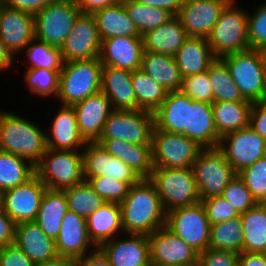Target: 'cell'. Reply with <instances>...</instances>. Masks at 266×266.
Returning <instances> with one entry per match:
<instances>
[{
	"label": "cell",
	"instance_id": "obj_1",
	"mask_svg": "<svg viewBox=\"0 0 266 266\" xmlns=\"http://www.w3.org/2000/svg\"><path fill=\"white\" fill-rule=\"evenodd\" d=\"M119 206L124 234L149 236L166 224V212L149 178H142L137 184L131 185L128 195Z\"/></svg>",
	"mask_w": 266,
	"mask_h": 266
},
{
	"label": "cell",
	"instance_id": "obj_2",
	"mask_svg": "<svg viewBox=\"0 0 266 266\" xmlns=\"http://www.w3.org/2000/svg\"><path fill=\"white\" fill-rule=\"evenodd\" d=\"M0 150L36 165L47 150L46 133L18 114L0 112Z\"/></svg>",
	"mask_w": 266,
	"mask_h": 266
},
{
	"label": "cell",
	"instance_id": "obj_3",
	"mask_svg": "<svg viewBox=\"0 0 266 266\" xmlns=\"http://www.w3.org/2000/svg\"><path fill=\"white\" fill-rule=\"evenodd\" d=\"M102 63L99 58L64 62L56 98L72 106L101 91Z\"/></svg>",
	"mask_w": 266,
	"mask_h": 266
},
{
	"label": "cell",
	"instance_id": "obj_4",
	"mask_svg": "<svg viewBox=\"0 0 266 266\" xmlns=\"http://www.w3.org/2000/svg\"><path fill=\"white\" fill-rule=\"evenodd\" d=\"M234 2L230 0L225 5L207 38L216 59L251 49L248 43V12Z\"/></svg>",
	"mask_w": 266,
	"mask_h": 266
},
{
	"label": "cell",
	"instance_id": "obj_5",
	"mask_svg": "<svg viewBox=\"0 0 266 266\" xmlns=\"http://www.w3.org/2000/svg\"><path fill=\"white\" fill-rule=\"evenodd\" d=\"M149 180L155 185L166 213L175 208L200 202L192 167L176 169L153 167Z\"/></svg>",
	"mask_w": 266,
	"mask_h": 266
},
{
	"label": "cell",
	"instance_id": "obj_6",
	"mask_svg": "<svg viewBox=\"0 0 266 266\" xmlns=\"http://www.w3.org/2000/svg\"><path fill=\"white\" fill-rule=\"evenodd\" d=\"M244 99L266 101V68L260 49H249L221 58Z\"/></svg>",
	"mask_w": 266,
	"mask_h": 266
},
{
	"label": "cell",
	"instance_id": "obj_7",
	"mask_svg": "<svg viewBox=\"0 0 266 266\" xmlns=\"http://www.w3.org/2000/svg\"><path fill=\"white\" fill-rule=\"evenodd\" d=\"M35 174L53 190H64L85 181L82 152L47 148L35 165Z\"/></svg>",
	"mask_w": 266,
	"mask_h": 266
},
{
	"label": "cell",
	"instance_id": "obj_8",
	"mask_svg": "<svg viewBox=\"0 0 266 266\" xmlns=\"http://www.w3.org/2000/svg\"><path fill=\"white\" fill-rule=\"evenodd\" d=\"M200 200L222 195L237 176L224 153L218 148H203L192 165Z\"/></svg>",
	"mask_w": 266,
	"mask_h": 266
},
{
	"label": "cell",
	"instance_id": "obj_9",
	"mask_svg": "<svg viewBox=\"0 0 266 266\" xmlns=\"http://www.w3.org/2000/svg\"><path fill=\"white\" fill-rule=\"evenodd\" d=\"M81 13L74 0H55L34 15L35 38L61 48Z\"/></svg>",
	"mask_w": 266,
	"mask_h": 266
},
{
	"label": "cell",
	"instance_id": "obj_10",
	"mask_svg": "<svg viewBox=\"0 0 266 266\" xmlns=\"http://www.w3.org/2000/svg\"><path fill=\"white\" fill-rule=\"evenodd\" d=\"M203 148L184 134L168 133L154 127L152 162L154 167L190 168Z\"/></svg>",
	"mask_w": 266,
	"mask_h": 266
},
{
	"label": "cell",
	"instance_id": "obj_11",
	"mask_svg": "<svg viewBox=\"0 0 266 266\" xmlns=\"http://www.w3.org/2000/svg\"><path fill=\"white\" fill-rule=\"evenodd\" d=\"M210 226L201 201L194 205L172 209L166 213L165 227L198 253L209 248Z\"/></svg>",
	"mask_w": 266,
	"mask_h": 266
},
{
	"label": "cell",
	"instance_id": "obj_12",
	"mask_svg": "<svg viewBox=\"0 0 266 266\" xmlns=\"http://www.w3.org/2000/svg\"><path fill=\"white\" fill-rule=\"evenodd\" d=\"M154 115L145 110H114L99 139H117L137 145H152Z\"/></svg>",
	"mask_w": 266,
	"mask_h": 266
},
{
	"label": "cell",
	"instance_id": "obj_13",
	"mask_svg": "<svg viewBox=\"0 0 266 266\" xmlns=\"http://www.w3.org/2000/svg\"><path fill=\"white\" fill-rule=\"evenodd\" d=\"M218 148L238 174L266 155V140L248 126L221 137Z\"/></svg>",
	"mask_w": 266,
	"mask_h": 266
},
{
	"label": "cell",
	"instance_id": "obj_14",
	"mask_svg": "<svg viewBox=\"0 0 266 266\" xmlns=\"http://www.w3.org/2000/svg\"><path fill=\"white\" fill-rule=\"evenodd\" d=\"M46 189L34 174L25 183L3 192L0 206L16 224L35 221Z\"/></svg>",
	"mask_w": 266,
	"mask_h": 266
},
{
	"label": "cell",
	"instance_id": "obj_15",
	"mask_svg": "<svg viewBox=\"0 0 266 266\" xmlns=\"http://www.w3.org/2000/svg\"><path fill=\"white\" fill-rule=\"evenodd\" d=\"M147 237L152 266H198L199 253L167 227L157 229Z\"/></svg>",
	"mask_w": 266,
	"mask_h": 266
},
{
	"label": "cell",
	"instance_id": "obj_16",
	"mask_svg": "<svg viewBox=\"0 0 266 266\" xmlns=\"http://www.w3.org/2000/svg\"><path fill=\"white\" fill-rule=\"evenodd\" d=\"M101 39L96 21L90 13H81L60 51L64 62L99 58Z\"/></svg>",
	"mask_w": 266,
	"mask_h": 266
},
{
	"label": "cell",
	"instance_id": "obj_17",
	"mask_svg": "<svg viewBox=\"0 0 266 266\" xmlns=\"http://www.w3.org/2000/svg\"><path fill=\"white\" fill-rule=\"evenodd\" d=\"M82 150L85 181L106 176L134 185L142 179L130 166L110 155L97 142H87Z\"/></svg>",
	"mask_w": 266,
	"mask_h": 266
},
{
	"label": "cell",
	"instance_id": "obj_18",
	"mask_svg": "<svg viewBox=\"0 0 266 266\" xmlns=\"http://www.w3.org/2000/svg\"><path fill=\"white\" fill-rule=\"evenodd\" d=\"M230 0H183L177 15L189 37L208 38Z\"/></svg>",
	"mask_w": 266,
	"mask_h": 266
},
{
	"label": "cell",
	"instance_id": "obj_19",
	"mask_svg": "<svg viewBox=\"0 0 266 266\" xmlns=\"http://www.w3.org/2000/svg\"><path fill=\"white\" fill-rule=\"evenodd\" d=\"M72 107L76 114L80 135L86 142H97L108 116L114 111L107 96L100 91Z\"/></svg>",
	"mask_w": 266,
	"mask_h": 266
},
{
	"label": "cell",
	"instance_id": "obj_20",
	"mask_svg": "<svg viewBox=\"0 0 266 266\" xmlns=\"http://www.w3.org/2000/svg\"><path fill=\"white\" fill-rule=\"evenodd\" d=\"M144 52L142 36H122L101 40L99 60L103 66L129 71L140 69Z\"/></svg>",
	"mask_w": 266,
	"mask_h": 266
},
{
	"label": "cell",
	"instance_id": "obj_21",
	"mask_svg": "<svg viewBox=\"0 0 266 266\" xmlns=\"http://www.w3.org/2000/svg\"><path fill=\"white\" fill-rule=\"evenodd\" d=\"M34 15L3 5L0 12V38L15 57L35 38Z\"/></svg>",
	"mask_w": 266,
	"mask_h": 266
},
{
	"label": "cell",
	"instance_id": "obj_22",
	"mask_svg": "<svg viewBox=\"0 0 266 266\" xmlns=\"http://www.w3.org/2000/svg\"><path fill=\"white\" fill-rule=\"evenodd\" d=\"M129 238L111 239L99 249L112 266H152L148 237L141 234H127Z\"/></svg>",
	"mask_w": 266,
	"mask_h": 266
},
{
	"label": "cell",
	"instance_id": "obj_23",
	"mask_svg": "<svg viewBox=\"0 0 266 266\" xmlns=\"http://www.w3.org/2000/svg\"><path fill=\"white\" fill-rule=\"evenodd\" d=\"M191 98L179 91L168 92L161 106L153 113L154 126L168 133L189 138Z\"/></svg>",
	"mask_w": 266,
	"mask_h": 266
},
{
	"label": "cell",
	"instance_id": "obj_24",
	"mask_svg": "<svg viewBox=\"0 0 266 266\" xmlns=\"http://www.w3.org/2000/svg\"><path fill=\"white\" fill-rule=\"evenodd\" d=\"M55 243L59 256L74 259L87 255L89 246L97 248L90 240L87 220L72 211H68L64 215Z\"/></svg>",
	"mask_w": 266,
	"mask_h": 266
},
{
	"label": "cell",
	"instance_id": "obj_25",
	"mask_svg": "<svg viewBox=\"0 0 266 266\" xmlns=\"http://www.w3.org/2000/svg\"><path fill=\"white\" fill-rule=\"evenodd\" d=\"M133 71L103 66L101 91L111 102L113 110H138L132 85Z\"/></svg>",
	"mask_w": 266,
	"mask_h": 266
},
{
	"label": "cell",
	"instance_id": "obj_26",
	"mask_svg": "<svg viewBox=\"0 0 266 266\" xmlns=\"http://www.w3.org/2000/svg\"><path fill=\"white\" fill-rule=\"evenodd\" d=\"M14 244L35 264L59 256L55 240L49 238L35 221L16 224Z\"/></svg>",
	"mask_w": 266,
	"mask_h": 266
},
{
	"label": "cell",
	"instance_id": "obj_27",
	"mask_svg": "<svg viewBox=\"0 0 266 266\" xmlns=\"http://www.w3.org/2000/svg\"><path fill=\"white\" fill-rule=\"evenodd\" d=\"M52 122L51 134L46 133L47 148L82 151V147L87 142L79 133L76 114L72 106L62 105Z\"/></svg>",
	"mask_w": 266,
	"mask_h": 266
},
{
	"label": "cell",
	"instance_id": "obj_28",
	"mask_svg": "<svg viewBox=\"0 0 266 266\" xmlns=\"http://www.w3.org/2000/svg\"><path fill=\"white\" fill-rule=\"evenodd\" d=\"M110 155L130 166L141 178H149L153 170L152 145H137L117 139H99Z\"/></svg>",
	"mask_w": 266,
	"mask_h": 266
},
{
	"label": "cell",
	"instance_id": "obj_29",
	"mask_svg": "<svg viewBox=\"0 0 266 266\" xmlns=\"http://www.w3.org/2000/svg\"><path fill=\"white\" fill-rule=\"evenodd\" d=\"M182 78L203 73L216 60L208 40L188 37L174 56Z\"/></svg>",
	"mask_w": 266,
	"mask_h": 266
},
{
	"label": "cell",
	"instance_id": "obj_30",
	"mask_svg": "<svg viewBox=\"0 0 266 266\" xmlns=\"http://www.w3.org/2000/svg\"><path fill=\"white\" fill-rule=\"evenodd\" d=\"M188 37L177 16H173L166 23L142 35L145 51L172 57Z\"/></svg>",
	"mask_w": 266,
	"mask_h": 266
},
{
	"label": "cell",
	"instance_id": "obj_31",
	"mask_svg": "<svg viewBox=\"0 0 266 266\" xmlns=\"http://www.w3.org/2000/svg\"><path fill=\"white\" fill-rule=\"evenodd\" d=\"M87 229L91 242L97 248L123 232L119 203L106 202L92 212L87 218Z\"/></svg>",
	"mask_w": 266,
	"mask_h": 266
},
{
	"label": "cell",
	"instance_id": "obj_32",
	"mask_svg": "<svg viewBox=\"0 0 266 266\" xmlns=\"http://www.w3.org/2000/svg\"><path fill=\"white\" fill-rule=\"evenodd\" d=\"M101 40L122 37L142 36L129 18L124 4H114L92 13Z\"/></svg>",
	"mask_w": 266,
	"mask_h": 266
},
{
	"label": "cell",
	"instance_id": "obj_33",
	"mask_svg": "<svg viewBox=\"0 0 266 266\" xmlns=\"http://www.w3.org/2000/svg\"><path fill=\"white\" fill-rule=\"evenodd\" d=\"M68 211L65 191L47 188L41 200L35 222L49 238L56 240L60 232L62 219Z\"/></svg>",
	"mask_w": 266,
	"mask_h": 266
},
{
	"label": "cell",
	"instance_id": "obj_34",
	"mask_svg": "<svg viewBox=\"0 0 266 266\" xmlns=\"http://www.w3.org/2000/svg\"><path fill=\"white\" fill-rule=\"evenodd\" d=\"M140 69L167 92L180 90L183 78L174 57L144 50Z\"/></svg>",
	"mask_w": 266,
	"mask_h": 266
},
{
	"label": "cell",
	"instance_id": "obj_35",
	"mask_svg": "<svg viewBox=\"0 0 266 266\" xmlns=\"http://www.w3.org/2000/svg\"><path fill=\"white\" fill-rule=\"evenodd\" d=\"M189 138L202 148L218 147L220 137L214 124L212 104L191 99Z\"/></svg>",
	"mask_w": 266,
	"mask_h": 266
},
{
	"label": "cell",
	"instance_id": "obj_36",
	"mask_svg": "<svg viewBox=\"0 0 266 266\" xmlns=\"http://www.w3.org/2000/svg\"><path fill=\"white\" fill-rule=\"evenodd\" d=\"M251 106L252 102L246 99L237 102H213L214 124L219 137L248 127Z\"/></svg>",
	"mask_w": 266,
	"mask_h": 266
},
{
	"label": "cell",
	"instance_id": "obj_37",
	"mask_svg": "<svg viewBox=\"0 0 266 266\" xmlns=\"http://www.w3.org/2000/svg\"><path fill=\"white\" fill-rule=\"evenodd\" d=\"M243 251L266 253V203H257L240 215Z\"/></svg>",
	"mask_w": 266,
	"mask_h": 266
},
{
	"label": "cell",
	"instance_id": "obj_38",
	"mask_svg": "<svg viewBox=\"0 0 266 266\" xmlns=\"http://www.w3.org/2000/svg\"><path fill=\"white\" fill-rule=\"evenodd\" d=\"M35 174V165L15 154L0 150V193L25 183Z\"/></svg>",
	"mask_w": 266,
	"mask_h": 266
},
{
	"label": "cell",
	"instance_id": "obj_39",
	"mask_svg": "<svg viewBox=\"0 0 266 266\" xmlns=\"http://www.w3.org/2000/svg\"><path fill=\"white\" fill-rule=\"evenodd\" d=\"M132 85L137 109L154 113L166 98L167 91L141 69L133 71Z\"/></svg>",
	"mask_w": 266,
	"mask_h": 266
},
{
	"label": "cell",
	"instance_id": "obj_40",
	"mask_svg": "<svg viewBox=\"0 0 266 266\" xmlns=\"http://www.w3.org/2000/svg\"><path fill=\"white\" fill-rule=\"evenodd\" d=\"M209 248L233 251L238 254L243 252V232L240 216L210 226Z\"/></svg>",
	"mask_w": 266,
	"mask_h": 266
},
{
	"label": "cell",
	"instance_id": "obj_41",
	"mask_svg": "<svg viewBox=\"0 0 266 266\" xmlns=\"http://www.w3.org/2000/svg\"><path fill=\"white\" fill-rule=\"evenodd\" d=\"M207 71L212 85L213 102H237L245 100L234 83L228 67L221 59H216Z\"/></svg>",
	"mask_w": 266,
	"mask_h": 266
},
{
	"label": "cell",
	"instance_id": "obj_42",
	"mask_svg": "<svg viewBox=\"0 0 266 266\" xmlns=\"http://www.w3.org/2000/svg\"><path fill=\"white\" fill-rule=\"evenodd\" d=\"M64 191L67 198L68 210L75 212L86 220L92 212L106 203V201L94 191L88 181L64 189Z\"/></svg>",
	"mask_w": 266,
	"mask_h": 266
},
{
	"label": "cell",
	"instance_id": "obj_43",
	"mask_svg": "<svg viewBox=\"0 0 266 266\" xmlns=\"http://www.w3.org/2000/svg\"><path fill=\"white\" fill-rule=\"evenodd\" d=\"M124 7L140 35L156 29L173 17L171 13L163 8L146 6L136 1L124 3Z\"/></svg>",
	"mask_w": 266,
	"mask_h": 266
},
{
	"label": "cell",
	"instance_id": "obj_44",
	"mask_svg": "<svg viewBox=\"0 0 266 266\" xmlns=\"http://www.w3.org/2000/svg\"><path fill=\"white\" fill-rule=\"evenodd\" d=\"M26 48L28 60L30 61V66L27 69L62 70L64 61L59 47L34 38Z\"/></svg>",
	"mask_w": 266,
	"mask_h": 266
},
{
	"label": "cell",
	"instance_id": "obj_45",
	"mask_svg": "<svg viewBox=\"0 0 266 266\" xmlns=\"http://www.w3.org/2000/svg\"><path fill=\"white\" fill-rule=\"evenodd\" d=\"M61 70L50 69H27L25 80L28 88L33 94L40 96H57L59 88V77Z\"/></svg>",
	"mask_w": 266,
	"mask_h": 266
},
{
	"label": "cell",
	"instance_id": "obj_46",
	"mask_svg": "<svg viewBox=\"0 0 266 266\" xmlns=\"http://www.w3.org/2000/svg\"><path fill=\"white\" fill-rule=\"evenodd\" d=\"M257 203H266V155L237 174Z\"/></svg>",
	"mask_w": 266,
	"mask_h": 266
},
{
	"label": "cell",
	"instance_id": "obj_47",
	"mask_svg": "<svg viewBox=\"0 0 266 266\" xmlns=\"http://www.w3.org/2000/svg\"><path fill=\"white\" fill-rule=\"evenodd\" d=\"M88 183L106 202L115 203H121L128 195L131 187L127 182L106 176L90 178Z\"/></svg>",
	"mask_w": 266,
	"mask_h": 266
},
{
	"label": "cell",
	"instance_id": "obj_48",
	"mask_svg": "<svg viewBox=\"0 0 266 266\" xmlns=\"http://www.w3.org/2000/svg\"><path fill=\"white\" fill-rule=\"evenodd\" d=\"M180 91L194 101L213 103L212 85L208 71L184 77Z\"/></svg>",
	"mask_w": 266,
	"mask_h": 266
},
{
	"label": "cell",
	"instance_id": "obj_49",
	"mask_svg": "<svg viewBox=\"0 0 266 266\" xmlns=\"http://www.w3.org/2000/svg\"><path fill=\"white\" fill-rule=\"evenodd\" d=\"M240 214L246 212L257 204L251 192L247 189L244 181L237 175L233 178L221 195Z\"/></svg>",
	"mask_w": 266,
	"mask_h": 266
},
{
	"label": "cell",
	"instance_id": "obj_50",
	"mask_svg": "<svg viewBox=\"0 0 266 266\" xmlns=\"http://www.w3.org/2000/svg\"><path fill=\"white\" fill-rule=\"evenodd\" d=\"M210 225L239 217L241 214L221 195L200 200Z\"/></svg>",
	"mask_w": 266,
	"mask_h": 266
},
{
	"label": "cell",
	"instance_id": "obj_51",
	"mask_svg": "<svg viewBox=\"0 0 266 266\" xmlns=\"http://www.w3.org/2000/svg\"><path fill=\"white\" fill-rule=\"evenodd\" d=\"M248 43L251 49L266 46V3L257 7L251 15L248 13Z\"/></svg>",
	"mask_w": 266,
	"mask_h": 266
},
{
	"label": "cell",
	"instance_id": "obj_52",
	"mask_svg": "<svg viewBox=\"0 0 266 266\" xmlns=\"http://www.w3.org/2000/svg\"><path fill=\"white\" fill-rule=\"evenodd\" d=\"M238 253L207 248L199 253L198 266H238Z\"/></svg>",
	"mask_w": 266,
	"mask_h": 266
},
{
	"label": "cell",
	"instance_id": "obj_53",
	"mask_svg": "<svg viewBox=\"0 0 266 266\" xmlns=\"http://www.w3.org/2000/svg\"><path fill=\"white\" fill-rule=\"evenodd\" d=\"M0 266H36L15 244L0 247Z\"/></svg>",
	"mask_w": 266,
	"mask_h": 266
},
{
	"label": "cell",
	"instance_id": "obj_54",
	"mask_svg": "<svg viewBox=\"0 0 266 266\" xmlns=\"http://www.w3.org/2000/svg\"><path fill=\"white\" fill-rule=\"evenodd\" d=\"M249 126L266 140V101L252 103Z\"/></svg>",
	"mask_w": 266,
	"mask_h": 266
},
{
	"label": "cell",
	"instance_id": "obj_55",
	"mask_svg": "<svg viewBox=\"0 0 266 266\" xmlns=\"http://www.w3.org/2000/svg\"><path fill=\"white\" fill-rule=\"evenodd\" d=\"M16 223L0 206V247L14 244Z\"/></svg>",
	"mask_w": 266,
	"mask_h": 266
},
{
	"label": "cell",
	"instance_id": "obj_56",
	"mask_svg": "<svg viewBox=\"0 0 266 266\" xmlns=\"http://www.w3.org/2000/svg\"><path fill=\"white\" fill-rule=\"evenodd\" d=\"M55 0H4L5 4L13 9L35 15Z\"/></svg>",
	"mask_w": 266,
	"mask_h": 266
},
{
	"label": "cell",
	"instance_id": "obj_57",
	"mask_svg": "<svg viewBox=\"0 0 266 266\" xmlns=\"http://www.w3.org/2000/svg\"><path fill=\"white\" fill-rule=\"evenodd\" d=\"M90 252L83 257L75 259L74 266H112L108 258L99 248L90 250Z\"/></svg>",
	"mask_w": 266,
	"mask_h": 266
},
{
	"label": "cell",
	"instance_id": "obj_58",
	"mask_svg": "<svg viewBox=\"0 0 266 266\" xmlns=\"http://www.w3.org/2000/svg\"><path fill=\"white\" fill-rule=\"evenodd\" d=\"M137 3L144 4L150 7L163 8L177 16L182 6L183 0H134Z\"/></svg>",
	"mask_w": 266,
	"mask_h": 266
},
{
	"label": "cell",
	"instance_id": "obj_59",
	"mask_svg": "<svg viewBox=\"0 0 266 266\" xmlns=\"http://www.w3.org/2000/svg\"><path fill=\"white\" fill-rule=\"evenodd\" d=\"M82 13H90L116 4L114 0H74Z\"/></svg>",
	"mask_w": 266,
	"mask_h": 266
},
{
	"label": "cell",
	"instance_id": "obj_60",
	"mask_svg": "<svg viewBox=\"0 0 266 266\" xmlns=\"http://www.w3.org/2000/svg\"><path fill=\"white\" fill-rule=\"evenodd\" d=\"M238 266H266V253L243 251L238 255Z\"/></svg>",
	"mask_w": 266,
	"mask_h": 266
},
{
	"label": "cell",
	"instance_id": "obj_61",
	"mask_svg": "<svg viewBox=\"0 0 266 266\" xmlns=\"http://www.w3.org/2000/svg\"><path fill=\"white\" fill-rule=\"evenodd\" d=\"M13 58L14 56L0 38V71L8 70L11 67Z\"/></svg>",
	"mask_w": 266,
	"mask_h": 266
},
{
	"label": "cell",
	"instance_id": "obj_62",
	"mask_svg": "<svg viewBox=\"0 0 266 266\" xmlns=\"http://www.w3.org/2000/svg\"><path fill=\"white\" fill-rule=\"evenodd\" d=\"M75 259L71 257L58 256L55 259L44 263L36 264V266H74Z\"/></svg>",
	"mask_w": 266,
	"mask_h": 266
},
{
	"label": "cell",
	"instance_id": "obj_63",
	"mask_svg": "<svg viewBox=\"0 0 266 266\" xmlns=\"http://www.w3.org/2000/svg\"><path fill=\"white\" fill-rule=\"evenodd\" d=\"M261 53H262V56H263V60H264V65H265V68H266V46L262 47L260 49Z\"/></svg>",
	"mask_w": 266,
	"mask_h": 266
},
{
	"label": "cell",
	"instance_id": "obj_64",
	"mask_svg": "<svg viewBox=\"0 0 266 266\" xmlns=\"http://www.w3.org/2000/svg\"><path fill=\"white\" fill-rule=\"evenodd\" d=\"M132 1H134V0H114V2L117 4H124V3L132 2Z\"/></svg>",
	"mask_w": 266,
	"mask_h": 266
},
{
	"label": "cell",
	"instance_id": "obj_65",
	"mask_svg": "<svg viewBox=\"0 0 266 266\" xmlns=\"http://www.w3.org/2000/svg\"><path fill=\"white\" fill-rule=\"evenodd\" d=\"M4 4H5L4 0H0V12Z\"/></svg>",
	"mask_w": 266,
	"mask_h": 266
}]
</instances>
